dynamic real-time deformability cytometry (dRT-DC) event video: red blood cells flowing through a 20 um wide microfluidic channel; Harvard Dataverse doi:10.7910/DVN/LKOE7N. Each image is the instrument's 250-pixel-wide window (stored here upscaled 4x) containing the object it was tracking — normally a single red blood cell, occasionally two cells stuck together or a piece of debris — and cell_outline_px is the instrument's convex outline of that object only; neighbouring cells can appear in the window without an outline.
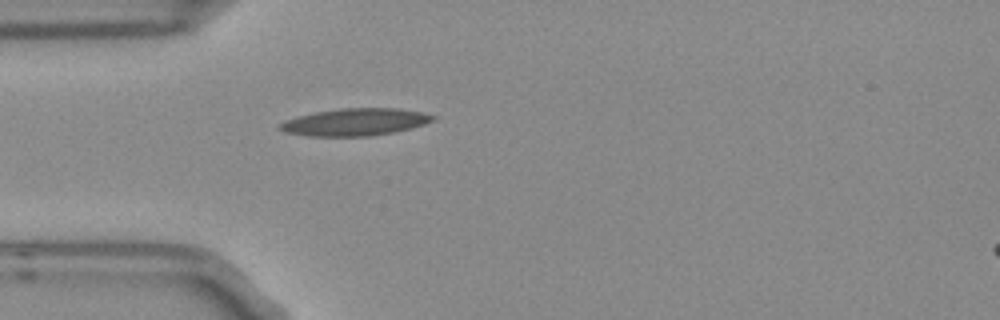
{"species": "Egyptian fruit bat (a non-hibernating species)", "species_latin": "Rousettus aegyptiacus", "temperature_condition": "room temperature", "stored_images_in_passage": 1, "camera_frame_rate_fps": 3000, "um_per_image_px": 0.085, "frame": {"image": 1, "passage_image": 1, "time_ms": 0.0, "image_size_px": [1000, 320], "cell_outline_px": [[436, 120], [412, 128], [396, 132], [368, 136], [308, 136], [284, 132], [276, 128], [284, 120], [296, 116], [316, 112], [340, 108], [400, 108], [420, 112], [436, 116]], "centroid_in_image_um": [30.17, 10.37], "position_along_channel_um": 54.8, "area_um2": 24.51}}